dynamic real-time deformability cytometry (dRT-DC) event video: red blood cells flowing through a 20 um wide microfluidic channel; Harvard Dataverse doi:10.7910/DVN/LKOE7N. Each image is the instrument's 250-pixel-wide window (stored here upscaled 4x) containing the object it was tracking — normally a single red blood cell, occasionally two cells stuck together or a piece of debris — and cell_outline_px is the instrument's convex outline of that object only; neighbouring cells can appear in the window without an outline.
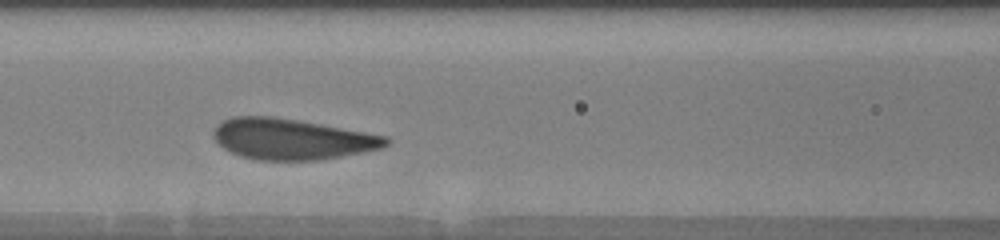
{"species": "human", "species_latin": "Homo sapiens", "temperature_condition": "warm", "stored_images_in_passage": 5, "camera_frame_rate_fps": 3000, "um_per_image_px": 0.085, "donor": {"sex": "male"}, "frame": {"image": 1, "passage_image": 4, "time_ms": 3.0, "image_size_px": [1000, 240], "cell_outline_px": [[392, 140], [388, 144], [380, 148], [320, 160], [256, 160], [240, 156], [224, 148], [212, 136], [212, 132], [216, 124], [232, 116], [276, 116], [388, 136]], "centroid_in_image_um": [24.77, 11.81], "position_along_channel_um": 141.8, "area_um2": 41.04}}
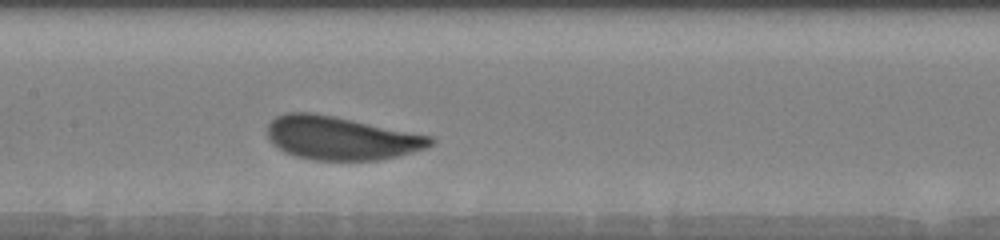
{"frame": {"image": 2, "passage_image": 5, "time_ms": 4.0, "image_size_px": [1000, 240], "cell_outline_px": [[436, 140], [432, 144], [424, 148], [412, 152], [380, 160], [316, 160], [296, 156], [272, 144], [268, 140], [268, 124], [276, 116], [284, 112], [312, 112], [432, 136]], "centroid_in_image_um": [28.96, 11.73], "position_along_channel_um": 178.4, "area_um2": 40.86}}